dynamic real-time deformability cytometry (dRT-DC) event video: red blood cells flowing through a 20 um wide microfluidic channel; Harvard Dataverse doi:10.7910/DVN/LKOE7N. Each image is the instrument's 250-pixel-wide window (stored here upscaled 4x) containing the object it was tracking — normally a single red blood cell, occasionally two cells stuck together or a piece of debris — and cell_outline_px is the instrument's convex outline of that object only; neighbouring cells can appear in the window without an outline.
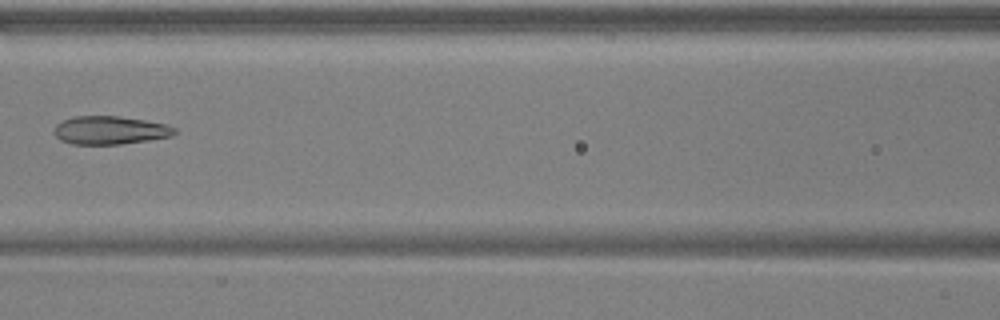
{"species": "common noctule bat (a hibernating species)", "species_latin": "Nyctalus noctula", "temperature_condition": "warm", "stored_images_in_passage": 7, "camera_frame_rate_fps": 3000, "um_per_image_px": 0.085, "animal": {"sex": "male", "body_mass_g": 17.9, "forearm_length_mm": 54.2}, "frame": {"image": 1, "passage_image": 7, "time_ms": 2.0, "image_size_px": [1000, 320], "cell_outline_px": [[176, 132], [172, 136], [148, 140], [120, 144], [72, 144], [60, 140], [52, 132], [56, 124], [72, 116], [120, 116], [144, 120], [164, 124], [176, 128]], "centroid_in_image_um": [9.31, 11.07], "position_along_channel_um": 157.3, "area_um2": 19.83}}